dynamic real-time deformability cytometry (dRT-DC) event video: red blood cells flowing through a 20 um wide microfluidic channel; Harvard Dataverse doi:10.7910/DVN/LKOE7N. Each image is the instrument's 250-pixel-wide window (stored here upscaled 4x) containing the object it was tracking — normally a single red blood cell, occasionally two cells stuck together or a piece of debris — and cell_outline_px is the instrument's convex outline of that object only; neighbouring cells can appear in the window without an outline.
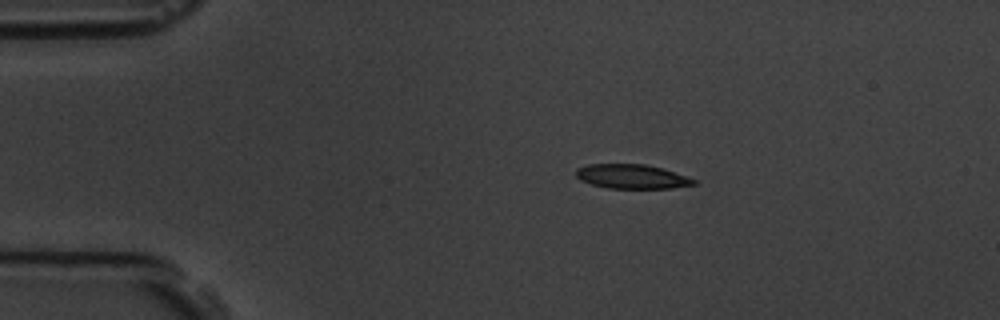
{"species": "common noctule bat (a hibernating species)", "species_latin": "Nyctalus noctula", "temperature_condition": "room temperature", "stored_images_in_passage": 5, "camera_frame_rate_fps": 3000, "um_per_image_px": 0.085, "animal": {"sex": "male", "body_mass_g": 19.5, "forearm_length_mm": 54.6}, "frame": {"image": 1, "passage_image": 1, "time_ms": 0.0, "image_size_px": [1000, 320], "cell_outline_px": [[696, 184], [672, 188], [608, 188], [592, 184], [580, 180], [576, 176], [576, 168], [588, 164], [644, 164], [664, 168], [696, 180]], "centroid_in_image_um": [53.69, 15.0], "position_along_channel_um": 31.3, "area_um2": 16.65}}
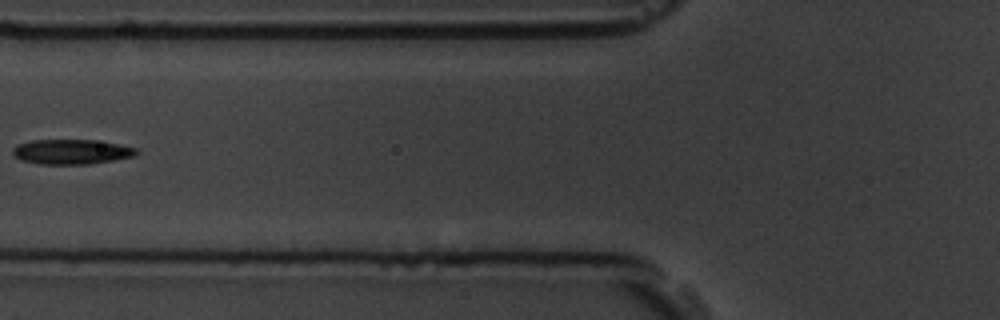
{"frame": {"image": 2, "passage_image": 4, "time_ms": 3.667, "image_size_px": [1000, 320], "cell_outline_px": [[140, 152], [136, 156], [88, 164], [40, 164], [20, 160], [12, 152], [12, 148], [16, 144], [32, 140], [92, 140], [116, 144], [136, 148]], "centroid_in_image_um": [6.05, 12.9], "position_along_channel_um": 119.8, "area_um2": 17.86}}
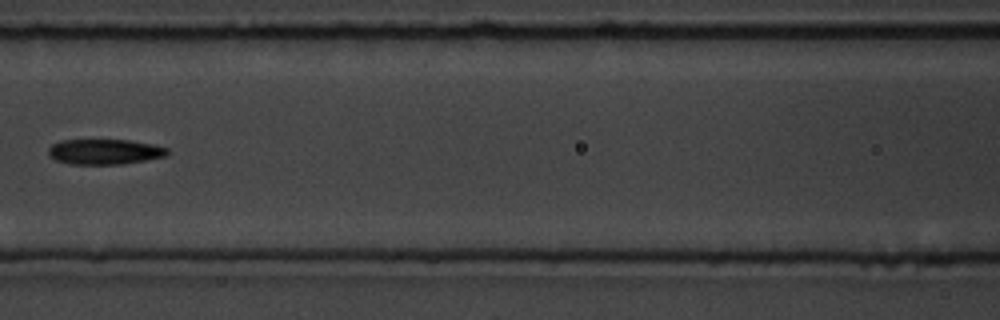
{"frame": {"image": 3, "passage_image": 5, "time_ms": 4.667, "image_size_px": [1000, 320], "cell_outline_px": [[168, 156], [120, 164], [72, 164], [56, 160], [48, 152], [48, 148], [52, 144], [60, 140], [128, 140], [152, 144], [168, 148]], "centroid_in_image_um": [8.9, 12.89], "position_along_channel_um": 157.7, "area_um2": 17.4}}